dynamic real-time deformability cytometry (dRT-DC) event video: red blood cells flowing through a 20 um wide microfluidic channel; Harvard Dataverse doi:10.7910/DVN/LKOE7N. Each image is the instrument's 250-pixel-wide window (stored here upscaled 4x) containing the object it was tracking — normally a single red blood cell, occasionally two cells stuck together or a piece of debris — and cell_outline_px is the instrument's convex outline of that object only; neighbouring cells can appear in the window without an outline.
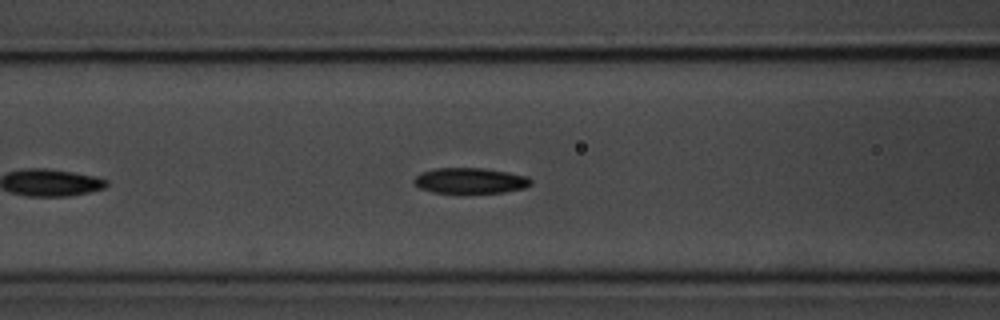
{"species": "common noctule bat (a hibernating species)", "species_latin": "Nyctalus noctula", "temperature_condition": "room temperature", "stored_images_in_passage": 6, "camera_frame_rate_fps": 3000, "um_per_image_px": 0.085, "animal": {"sex": "male", "body_mass_g": 20.1, "forearm_length_mm": 53.5}, "frame": {"image": 1, "passage_image": 6, "time_ms": 5.667, "image_size_px": [1000, 320], "cell_outline_px": [[532, 184], [524, 188], [504, 192], [460, 196], [432, 192], [420, 188], [412, 180], [420, 172], [436, 168], [484, 168], [508, 172], [528, 176], [532, 180]], "centroid_in_image_um": [39.96, 15.4], "position_along_channel_um": 126.6, "area_um2": 18.38}}